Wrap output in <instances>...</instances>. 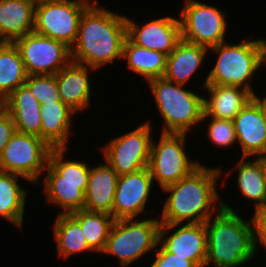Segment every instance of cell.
<instances>
[{"instance_id": "obj_1", "label": "cell", "mask_w": 266, "mask_h": 267, "mask_svg": "<svg viewBox=\"0 0 266 267\" xmlns=\"http://www.w3.org/2000/svg\"><path fill=\"white\" fill-rule=\"evenodd\" d=\"M97 3L94 0L82 13L77 39L71 47L73 62L94 69L122 59L127 37L126 17L99 7Z\"/></svg>"}, {"instance_id": "obj_2", "label": "cell", "mask_w": 266, "mask_h": 267, "mask_svg": "<svg viewBox=\"0 0 266 267\" xmlns=\"http://www.w3.org/2000/svg\"><path fill=\"white\" fill-rule=\"evenodd\" d=\"M221 173L220 168L200 164L183 179L164 187L162 190L170 196L164 203L161 224L205 223L213 216L216 207L222 209V200L215 186Z\"/></svg>"}, {"instance_id": "obj_3", "label": "cell", "mask_w": 266, "mask_h": 267, "mask_svg": "<svg viewBox=\"0 0 266 267\" xmlns=\"http://www.w3.org/2000/svg\"><path fill=\"white\" fill-rule=\"evenodd\" d=\"M214 217L205 222L207 258L204 267H240L256 254L251 221L242 219L230 206L222 202ZM213 220V221H212Z\"/></svg>"}, {"instance_id": "obj_4", "label": "cell", "mask_w": 266, "mask_h": 267, "mask_svg": "<svg viewBox=\"0 0 266 267\" xmlns=\"http://www.w3.org/2000/svg\"><path fill=\"white\" fill-rule=\"evenodd\" d=\"M66 149H52L49 154L44 192L46 201L59 205L60 214H70L84 209L85 191L90 166L82 161H64Z\"/></svg>"}, {"instance_id": "obj_5", "label": "cell", "mask_w": 266, "mask_h": 267, "mask_svg": "<svg viewBox=\"0 0 266 267\" xmlns=\"http://www.w3.org/2000/svg\"><path fill=\"white\" fill-rule=\"evenodd\" d=\"M149 88L164 119L162 133H186L200 124L204 114V98L164 77L150 79Z\"/></svg>"}, {"instance_id": "obj_6", "label": "cell", "mask_w": 266, "mask_h": 267, "mask_svg": "<svg viewBox=\"0 0 266 267\" xmlns=\"http://www.w3.org/2000/svg\"><path fill=\"white\" fill-rule=\"evenodd\" d=\"M209 49L215 52L218 58L208 73L203 88L206 84L238 86L257 96L249 81L262 65L259 39H245L235 45L223 42Z\"/></svg>"}, {"instance_id": "obj_7", "label": "cell", "mask_w": 266, "mask_h": 267, "mask_svg": "<svg viewBox=\"0 0 266 267\" xmlns=\"http://www.w3.org/2000/svg\"><path fill=\"white\" fill-rule=\"evenodd\" d=\"M135 220L134 218L115 220L102 252L116 256L122 267L139 260L148 251L155 250L154 248L160 245V220L156 218Z\"/></svg>"}, {"instance_id": "obj_8", "label": "cell", "mask_w": 266, "mask_h": 267, "mask_svg": "<svg viewBox=\"0 0 266 267\" xmlns=\"http://www.w3.org/2000/svg\"><path fill=\"white\" fill-rule=\"evenodd\" d=\"M186 136V133H161L158 143L151 141L148 169L162 189L183 179L200 165L186 155Z\"/></svg>"}, {"instance_id": "obj_9", "label": "cell", "mask_w": 266, "mask_h": 267, "mask_svg": "<svg viewBox=\"0 0 266 267\" xmlns=\"http://www.w3.org/2000/svg\"><path fill=\"white\" fill-rule=\"evenodd\" d=\"M51 150L41 138L16 131L0 156V171L39 184L38 176L46 169Z\"/></svg>"}, {"instance_id": "obj_10", "label": "cell", "mask_w": 266, "mask_h": 267, "mask_svg": "<svg viewBox=\"0 0 266 267\" xmlns=\"http://www.w3.org/2000/svg\"><path fill=\"white\" fill-rule=\"evenodd\" d=\"M90 0H55L35 8L34 32L72 47L77 39L82 13Z\"/></svg>"}, {"instance_id": "obj_11", "label": "cell", "mask_w": 266, "mask_h": 267, "mask_svg": "<svg viewBox=\"0 0 266 267\" xmlns=\"http://www.w3.org/2000/svg\"><path fill=\"white\" fill-rule=\"evenodd\" d=\"M185 3L179 17L183 40L208 49L226 42L227 23L221 9L197 0Z\"/></svg>"}, {"instance_id": "obj_12", "label": "cell", "mask_w": 266, "mask_h": 267, "mask_svg": "<svg viewBox=\"0 0 266 267\" xmlns=\"http://www.w3.org/2000/svg\"><path fill=\"white\" fill-rule=\"evenodd\" d=\"M14 44L21 53L27 75L57 74L72 61L71 48L65 43L34 31Z\"/></svg>"}, {"instance_id": "obj_13", "label": "cell", "mask_w": 266, "mask_h": 267, "mask_svg": "<svg viewBox=\"0 0 266 267\" xmlns=\"http://www.w3.org/2000/svg\"><path fill=\"white\" fill-rule=\"evenodd\" d=\"M151 130L150 122L146 121L136 129L112 139L101 149L105 161L119 176L148 167Z\"/></svg>"}, {"instance_id": "obj_14", "label": "cell", "mask_w": 266, "mask_h": 267, "mask_svg": "<svg viewBox=\"0 0 266 267\" xmlns=\"http://www.w3.org/2000/svg\"><path fill=\"white\" fill-rule=\"evenodd\" d=\"M153 178L148 167L118 177L112 216L115 220L135 218L145 210Z\"/></svg>"}, {"instance_id": "obj_15", "label": "cell", "mask_w": 266, "mask_h": 267, "mask_svg": "<svg viewBox=\"0 0 266 267\" xmlns=\"http://www.w3.org/2000/svg\"><path fill=\"white\" fill-rule=\"evenodd\" d=\"M179 224H161L159 244L169 253L192 261L197 267H204L207 258V233L205 223H187L166 236Z\"/></svg>"}, {"instance_id": "obj_16", "label": "cell", "mask_w": 266, "mask_h": 267, "mask_svg": "<svg viewBox=\"0 0 266 267\" xmlns=\"http://www.w3.org/2000/svg\"><path fill=\"white\" fill-rule=\"evenodd\" d=\"M127 37L136 45L169 55L181 38L179 19L171 16L154 19L138 26L126 18Z\"/></svg>"}, {"instance_id": "obj_17", "label": "cell", "mask_w": 266, "mask_h": 267, "mask_svg": "<svg viewBox=\"0 0 266 267\" xmlns=\"http://www.w3.org/2000/svg\"><path fill=\"white\" fill-rule=\"evenodd\" d=\"M242 157L266 158V131L263 124V99L254 96L233 119Z\"/></svg>"}, {"instance_id": "obj_18", "label": "cell", "mask_w": 266, "mask_h": 267, "mask_svg": "<svg viewBox=\"0 0 266 267\" xmlns=\"http://www.w3.org/2000/svg\"><path fill=\"white\" fill-rule=\"evenodd\" d=\"M89 70L94 68L71 61L56 74L61 101L76 113L86 109L90 102Z\"/></svg>"}, {"instance_id": "obj_19", "label": "cell", "mask_w": 266, "mask_h": 267, "mask_svg": "<svg viewBox=\"0 0 266 267\" xmlns=\"http://www.w3.org/2000/svg\"><path fill=\"white\" fill-rule=\"evenodd\" d=\"M204 88L210 94L209 100L204 97V121L210 117L233 120L254 97L249 90L238 86L206 84Z\"/></svg>"}, {"instance_id": "obj_20", "label": "cell", "mask_w": 266, "mask_h": 267, "mask_svg": "<svg viewBox=\"0 0 266 267\" xmlns=\"http://www.w3.org/2000/svg\"><path fill=\"white\" fill-rule=\"evenodd\" d=\"M118 177L107 162L91 168L85 191L84 210L112 215Z\"/></svg>"}, {"instance_id": "obj_21", "label": "cell", "mask_w": 266, "mask_h": 267, "mask_svg": "<svg viewBox=\"0 0 266 267\" xmlns=\"http://www.w3.org/2000/svg\"><path fill=\"white\" fill-rule=\"evenodd\" d=\"M3 102L17 132L40 138L41 104L25 84L19 86Z\"/></svg>"}, {"instance_id": "obj_22", "label": "cell", "mask_w": 266, "mask_h": 267, "mask_svg": "<svg viewBox=\"0 0 266 267\" xmlns=\"http://www.w3.org/2000/svg\"><path fill=\"white\" fill-rule=\"evenodd\" d=\"M35 8L28 0H0V42L14 43L33 32Z\"/></svg>"}, {"instance_id": "obj_23", "label": "cell", "mask_w": 266, "mask_h": 267, "mask_svg": "<svg viewBox=\"0 0 266 267\" xmlns=\"http://www.w3.org/2000/svg\"><path fill=\"white\" fill-rule=\"evenodd\" d=\"M208 48L181 39L174 50L167 55L164 78L185 85L194 72L200 68Z\"/></svg>"}, {"instance_id": "obj_24", "label": "cell", "mask_w": 266, "mask_h": 267, "mask_svg": "<svg viewBox=\"0 0 266 267\" xmlns=\"http://www.w3.org/2000/svg\"><path fill=\"white\" fill-rule=\"evenodd\" d=\"M75 113L62 101L42 104L40 138L52 149H67L71 116Z\"/></svg>"}, {"instance_id": "obj_25", "label": "cell", "mask_w": 266, "mask_h": 267, "mask_svg": "<svg viewBox=\"0 0 266 267\" xmlns=\"http://www.w3.org/2000/svg\"><path fill=\"white\" fill-rule=\"evenodd\" d=\"M122 58L128 60L130 70L143 76L147 81L164 76L167 55L138 46L128 37L123 44Z\"/></svg>"}, {"instance_id": "obj_26", "label": "cell", "mask_w": 266, "mask_h": 267, "mask_svg": "<svg viewBox=\"0 0 266 267\" xmlns=\"http://www.w3.org/2000/svg\"><path fill=\"white\" fill-rule=\"evenodd\" d=\"M21 53L14 43L0 42V100L4 101L27 79Z\"/></svg>"}, {"instance_id": "obj_27", "label": "cell", "mask_w": 266, "mask_h": 267, "mask_svg": "<svg viewBox=\"0 0 266 267\" xmlns=\"http://www.w3.org/2000/svg\"><path fill=\"white\" fill-rule=\"evenodd\" d=\"M241 157L237 164V184L241 194L255 202V209L264 207L266 203V190L264 184L265 157H257L254 161H245Z\"/></svg>"}, {"instance_id": "obj_28", "label": "cell", "mask_w": 266, "mask_h": 267, "mask_svg": "<svg viewBox=\"0 0 266 267\" xmlns=\"http://www.w3.org/2000/svg\"><path fill=\"white\" fill-rule=\"evenodd\" d=\"M19 177L0 171V217L22 228L27 191L18 184Z\"/></svg>"}, {"instance_id": "obj_29", "label": "cell", "mask_w": 266, "mask_h": 267, "mask_svg": "<svg viewBox=\"0 0 266 267\" xmlns=\"http://www.w3.org/2000/svg\"><path fill=\"white\" fill-rule=\"evenodd\" d=\"M56 250L60 256L68 258L81 252L92 251L80 224L70 214H58L54 224Z\"/></svg>"}, {"instance_id": "obj_30", "label": "cell", "mask_w": 266, "mask_h": 267, "mask_svg": "<svg viewBox=\"0 0 266 267\" xmlns=\"http://www.w3.org/2000/svg\"><path fill=\"white\" fill-rule=\"evenodd\" d=\"M80 224L89 248L102 254L108 239L114 217L104 212H91L81 209L70 213Z\"/></svg>"}, {"instance_id": "obj_31", "label": "cell", "mask_w": 266, "mask_h": 267, "mask_svg": "<svg viewBox=\"0 0 266 267\" xmlns=\"http://www.w3.org/2000/svg\"><path fill=\"white\" fill-rule=\"evenodd\" d=\"M35 99L42 104L60 102L56 74L53 75H28L24 83Z\"/></svg>"}, {"instance_id": "obj_32", "label": "cell", "mask_w": 266, "mask_h": 267, "mask_svg": "<svg viewBox=\"0 0 266 267\" xmlns=\"http://www.w3.org/2000/svg\"><path fill=\"white\" fill-rule=\"evenodd\" d=\"M208 125V137L218 147H230L237 142L233 120L213 118Z\"/></svg>"}, {"instance_id": "obj_33", "label": "cell", "mask_w": 266, "mask_h": 267, "mask_svg": "<svg viewBox=\"0 0 266 267\" xmlns=\"http://www.w3.org/2000/svg\"><path fill=\"white\" fill-rule=\"evenodd\" d=\"M155 249L157 256L150 267H197L192 261L167 252L162 246Z\"/></svg>"}, {"instance_id": "obj_34", "label": "cell", "mask_w": 266, "mask_h": 267, "mask_svg": "<svg viewBox=\"0 0 266 267\" xmlns=\"http://www.w3.org/2000/svg\"><path fill=\"white\" fill-rule=\"evenodd\" d=\"M251 224L255 250L257 251L258 242L266 248V209L264 207L255 209Z\"/></svg>"}, {"instance_id": "obj_35", "label": "cell", "mask_w": 266, "mask_h": 267, "mask_svg": "<svg viewBox=\"0 0 266 267\" xmlns=\"http://www.w3.org/2000/svg\"><path fill=\"white\" fill-rule=\"evenodd\" d=\"M15 133L16 126L13 122V119L3 108L0 111V156L3 153L5 146Z\"/></svg>"}, {"instance_id": "obj_36", "label": "cell", "mask_w": 266, "mask_h": 267, "mask_svg": "<svg viewBox=\"0 0 266 267\" xmlns=\"http://www.w3.org/2000/svg\"><path fill=\"white\" fill-rule=\"evenodd\" d=\"M261 44V58H262V65L266 63V40L259 39Z\"/></svg>"}, {"instance_id": "obj_37", "label": "cell", "mask_w": 266, "mask_h": 267, "mask_svg": "<svg viewBox=\"0 0 266 267\" xmlns=\"http://www.w3.org/2000/svg\"><path fill=\"white\" fill-rule=\"evenodd\" d=\"M263 124L266 131V97L263 98Z\"/></svg>"}, {"instance_id": "obj_38", "label": "cell", "mask_w": 266, "mask_h": 267, "mask_svg": "<svg viewBox=\"0 0 266 267\" xmlns=\"http://www.w3.org/2000/svg\"><path fill=\"white\" fill-rule=\"evenodd\" d=\"M30 3H32L33 5L37 6L43 3H47V2H51V1H55V0H28Z\"/></svg>"}, {"instance_id": "obj_39", "label": "cell", "mask_w": 266, "mask_h": 267, "mask_svg": "<svg viewBox=\"0 0 266 267\" xmlns=\"http://www.w3.org/2000/svg\"><path fill=\"white\" fill-rule=\"evenodd\" d=\"M264 184H265V190H266V158H265Z\"/></svg>"}, {"instance_id": "obj_40", "label": "cell", "mask_w": 266, "mask_h": 267, "mask_svg": "<svg viewBox=\"0 0 266 267\" xmlns=\"http://www.w3.org/2000/svg\"><path fill=\"white\" fill-rule=\"evenodd\" d=\"M4 108V102L0 100V111Z\"/></svg>"}]
</instances>
